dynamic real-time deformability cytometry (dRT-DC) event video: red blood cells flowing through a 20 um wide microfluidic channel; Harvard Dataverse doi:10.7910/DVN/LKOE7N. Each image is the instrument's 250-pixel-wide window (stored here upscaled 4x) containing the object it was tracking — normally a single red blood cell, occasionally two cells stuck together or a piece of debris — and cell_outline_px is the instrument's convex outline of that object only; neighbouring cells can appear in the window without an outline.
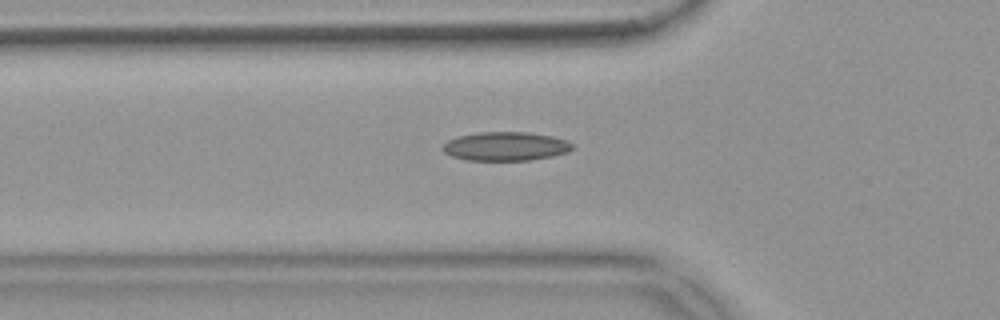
{"species": "common noctule bat (a hibernating species)", "species_latin": "Nyctalus noctula", "temperature_condition": "warm", "stored_images_in_passage": 39, "segment_of_instrument_passage": [1, 2], "camera_frame_rate_fps": 3000, "um_per_image_px": 0.085, "animal": {"sex": "female", "body_mass_g": 18.4}, "frame": {"image": 1, "passage_image": 2, "time_ms": 0.333, "image_size_px": [1000, 320], "cell_outline_px": [[572, 148], [568, 152], [552, 156], [532, 160], [468, 160], [452, 156], [444, 152], [444, 144], [448, 140], [456, 136], [480, 132], [528, 132], [552, 136], [568, 140], [572, 144]], "centroid_in_image_um": [43.0, 12.43], "position_along_channel_um": 82.8, "area_um2": 21.73}}
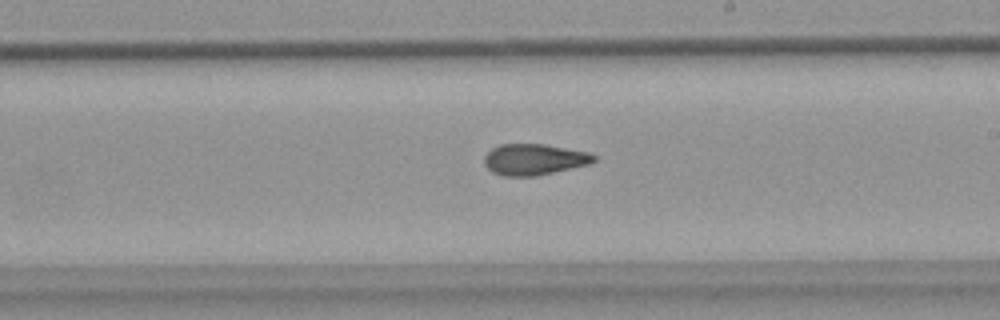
{"frame": {"image": 2, "passage_image": 15, "time_ms": 4.667, "image_size_px": [1000, 320], "cell_outline_px": [[596, 160], [588, 164], [536, 176], [504, 176], [492, 172], [484, 164], [484, 156], [492, 148], [500, 144], [544, 144], [588, 152], [596, 156]], "centroid_in_image_um": [45.37, 13.55], "position_along_channel_um": 243.6, "area_um2": 19.77}}
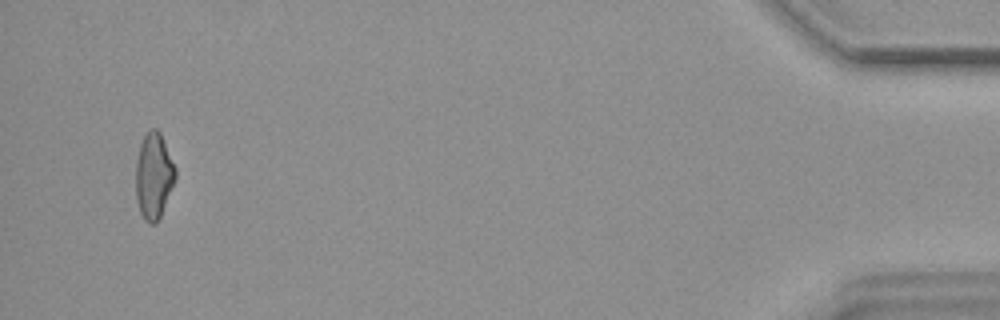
{"frame": {"image": 3, "passage_image": 36, "time_ms": 11.667, "image_size_px": [1000, 320], "cell_outline_px": [[176, 180], [160, 216], [156, 224], [152, 224], [144, 220], [140, 212], [136, 200], [136, 160], [140, 144], [144, 136], [152, 128], [156, 128], [160, 132], [176, 168]], "centroid_in_image_um": [13.07, 14.96], "position_along_channel_um": 422.1, "area_um2": 19.88}}